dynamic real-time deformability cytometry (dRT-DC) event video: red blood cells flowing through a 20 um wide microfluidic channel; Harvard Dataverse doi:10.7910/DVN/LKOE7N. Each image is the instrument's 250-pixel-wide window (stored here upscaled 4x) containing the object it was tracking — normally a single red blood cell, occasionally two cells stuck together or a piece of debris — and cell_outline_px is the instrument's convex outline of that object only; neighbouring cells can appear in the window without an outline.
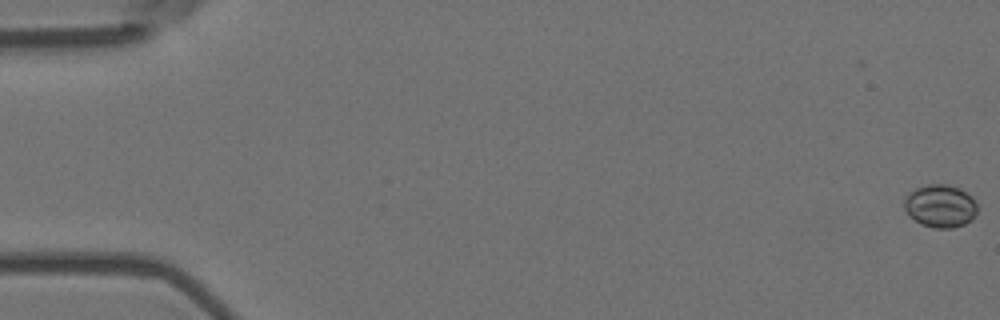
{"species": "Egyptian fruit bat (a non-hibernating species)", "species_latin": "Rousettus aegyptiacus", "temperature_condition": "room temperature", "stored_images_in_passage": 57, "camera_frame_rate_fps": 3000, "um_per_image_px": 0.085, "animal": {"sex": "female"}, "frame": {"image": 1, "passage_image": 1, "time_ms": 0.0, "image_size_px": [1000, 320], "cell_outline_px": [[976, 212], [972, 220], [964, 224], [952, 228], [936, 228], [924, 224], [908, 216], [904, 208], [904, 200], [916, 188], [928, 184], [948, 184], [960, 188], [972, 196], [976, 204]], "centroid_in_image_um": [79.94, 17.5], "position_along_channel_um": 5.1, "area_um2": 18.09}}
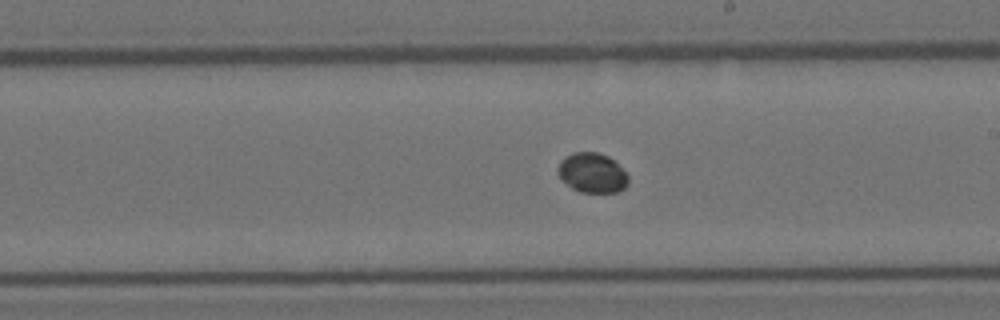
{"frame": {"image": 2, "passage_image": 33, "time_ms": 10.667, "image_size_px": [1000, 320], "cell_outline_px": [[628, 184], [624, 188], [616, 192], [580, 192], [572, 188], [560, 180], [556, 172], [560, 160], [564, 156], [572, 152], [596, 152], [608, 156], [628, 176]], "centroid_in_image_um": [50.27, 14.69], "position_along_channel_um": 238.7, "area_um2": 16.36}}
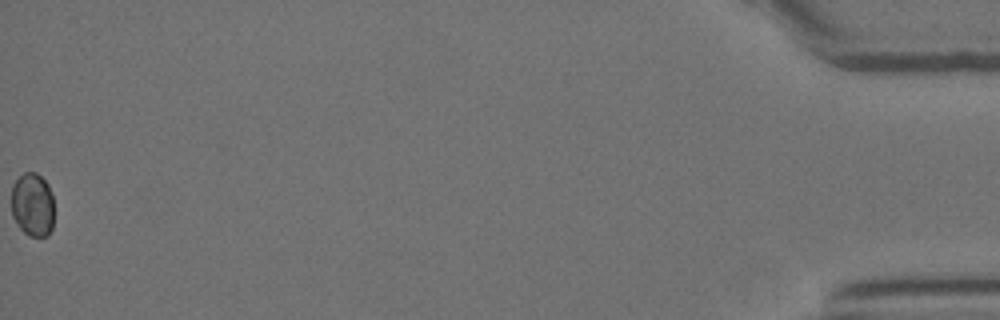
{"frame": {"image": 3, "passage_image": 57, "time_ms": 18.667, "image_size_px": [1000, 320], "cell_outline_px": [[52, 228], [48, 236], [28, 236], [20, 228], [12, 216], [12, 184], [24, 172], [36, 172], [48, 184], [52, 196]], "centroid_in_image_um": [2.75, 17.4], "position_along_channel_um": 432.4, "area_um2": 15.78}}